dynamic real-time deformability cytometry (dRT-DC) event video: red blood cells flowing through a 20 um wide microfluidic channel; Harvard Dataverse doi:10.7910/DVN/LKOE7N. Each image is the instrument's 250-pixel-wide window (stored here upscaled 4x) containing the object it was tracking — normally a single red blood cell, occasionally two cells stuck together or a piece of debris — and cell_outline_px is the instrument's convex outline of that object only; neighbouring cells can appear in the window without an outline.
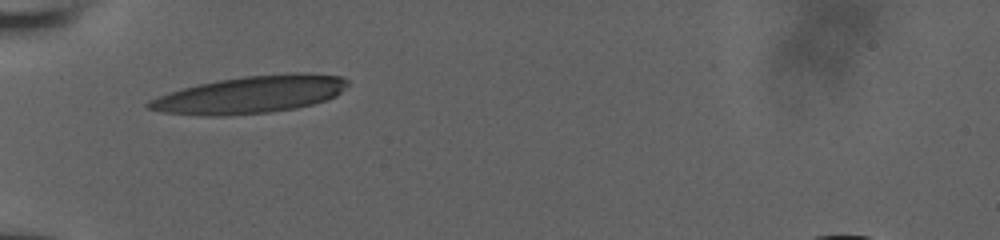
{"species": "human", "species_latin": "Homo sapiens", "temperature_condition": "room temperature", "stored_images_in_passage": 12, "camera_frame_rate_fps": 3000, "um_per_image_px": 0.085, "donor": {"sex": "male"}, "frame": {"image": 1, "passage_image": 1, "time_ms": 0.0, "image_size_px": [1000, 240], "cell_outline_px": [[348, 84], [336, 96], [312, 104], [296, 108], [268, 112], [228, 116], [208, 116], [164, 112], [148, 108], [144, 104], [148, 100], [168, 92], [200, 84], [220, 80], [244, 76], [288, 72], [308, 72], [340, 76], [348, 80]], "centroid_in_image_um": [21.3, 8.03], "position_along_channel_um": 63.7, "area_um2": 43.29}}
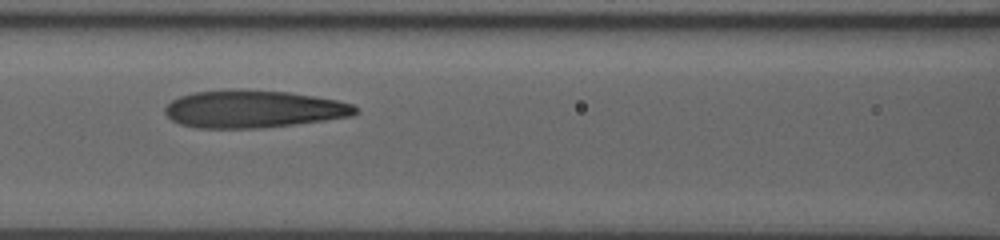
{"frame": {"image": 2, "passage_image": 6, "time_ms": 2.333, "image_size_px": [1000, 240], "cell_outline_px": [[360, 112], [352, 116], [296, 124], [260, 128], [196, 128], [180, 124], [172, 120], [164, 112], [164, 108], [172, 100], [180, 96], [192, 92], [240, 88], [288, 92], [336, 100], [352, 104], [360, 108]], "centroid_in_image_um": [21.53, 9.26], "position_along_channel_um": 145.1, "area_um2": 41.96}}
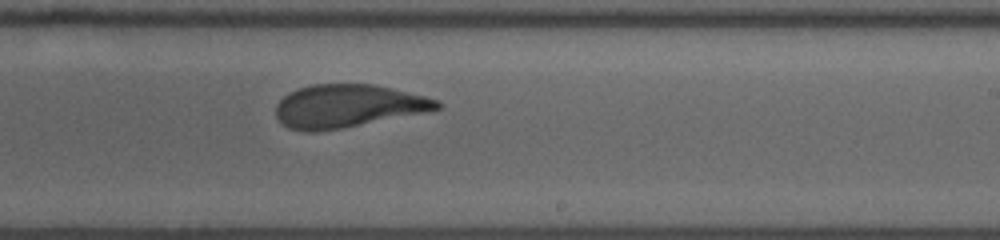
{"frame": {"image": 3, "passage_image": 12, "time_ms": 5.333, "image_size_px": [1000, 240], "cell_outline_px": [[444, 104], [440, 108], [424, 112], [340, 128], [316, 132], [304, 132], [288, 128], [276, 116], [276, 104], [288, 92], [312, 84], [372, 84], [392, 88], [440, 100]], "centroid_in_image_um": [29.54, 9.01], "position_along_channel_um": 259.5, "area_um2": 40.06}}